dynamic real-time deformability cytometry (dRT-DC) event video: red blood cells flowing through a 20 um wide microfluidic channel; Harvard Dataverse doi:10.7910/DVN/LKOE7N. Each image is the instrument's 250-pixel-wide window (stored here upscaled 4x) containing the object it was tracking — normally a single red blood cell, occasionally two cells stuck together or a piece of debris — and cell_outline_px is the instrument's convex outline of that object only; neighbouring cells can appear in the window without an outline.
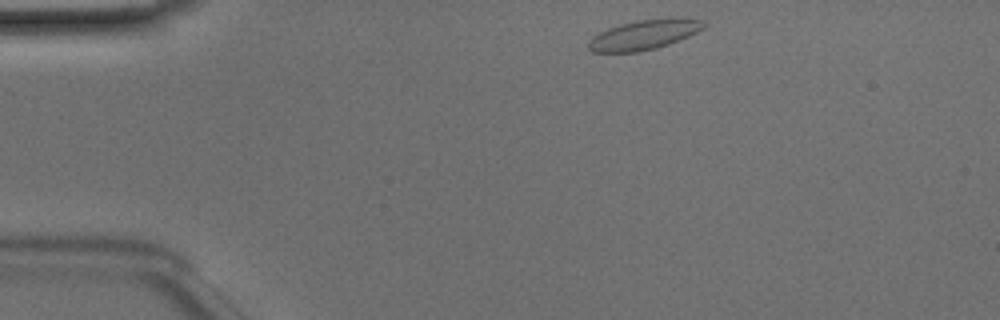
{"species": "Egyptian fruit bat (a non-hibernating species)", "species_latin": "Rousettus aegyptiacus", "temperature_condition": "room temperature", "stored_images_in_passage": 41, "camera_frame_rate_fps": 3000, "um_per_image_px": 0.085, "animal": {"sex": "male"}, "frame": {"image": 1, "passage_image": 1, "time_ms": 0.0, "image_size_px": [1000, 320], "cell_outline_px": [[708, 24], [704, 28], [688, 36], [668, 44], [656, 48], [640, 52], [592, 52], [588, 48], [588, 40], [592, 36], [608, 28], [620, 24], [640, 20], [680, 16], [704, 20]], "centroid_in_image_um": [54.78, 2.93], "position_along_channel_um": 30.2, "area_um2": 20.29}}
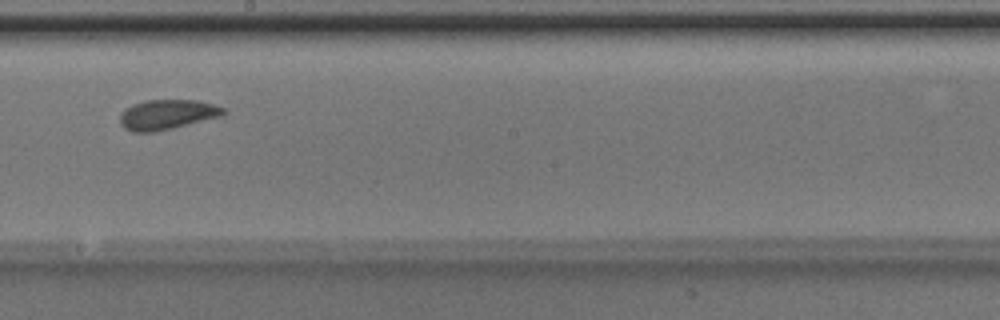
{"frame": {"image": 2, "passage_image": 20, "time_ms": 6.333, "image_size_px": [1000, 320], "cell_outline_px": [[224, 116], [172, 128], [152, 132], [132, 132], [124, 128], [120, 124], [120, 112], [124, 108], [132, 104], [144, 100], [196, 100], [212, 104], [224, 108]], "centroid_in_image_um": [14.16, 9.73], "position_along_channel_um": 234.0, "area_um2": 18.15}}
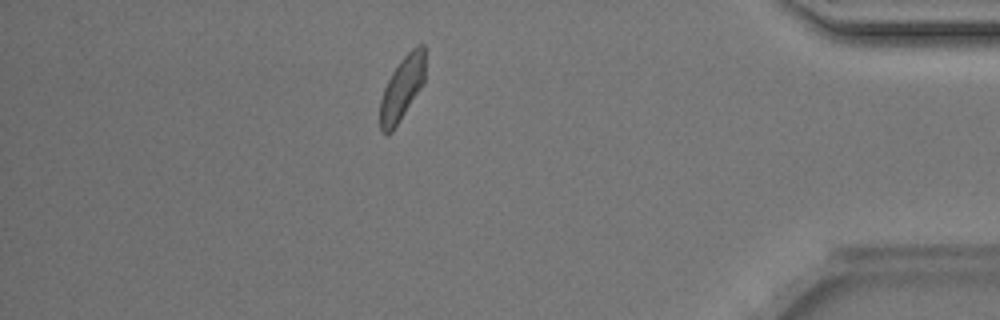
{"frame": {"image": 3, "passage_image": 35, "time_ms": 11.333, "image_size_px": [1000, 320], "cell_outline_px": [[424, 84], [392, 132], [380, 132], [380, 100], [384, 88], [392, 72], [400, 60], [416, 44], [424, 44]], "centroid_in_image_um": [34.17, 7.49], "position_along_channel_um": 401.0, "area_um2": 16.7}, "authors_computed_cell_mechanics": {"area_um2": 17.8602, "velocity_mm_per_s": 4.1074, "shape_relaxation_time_tau1_ms": 3.3013, "shape_relaxation_time_tau2_ms": null, "deformation_change_tau1": 0.0621, "deformation_change_tau2": null}}